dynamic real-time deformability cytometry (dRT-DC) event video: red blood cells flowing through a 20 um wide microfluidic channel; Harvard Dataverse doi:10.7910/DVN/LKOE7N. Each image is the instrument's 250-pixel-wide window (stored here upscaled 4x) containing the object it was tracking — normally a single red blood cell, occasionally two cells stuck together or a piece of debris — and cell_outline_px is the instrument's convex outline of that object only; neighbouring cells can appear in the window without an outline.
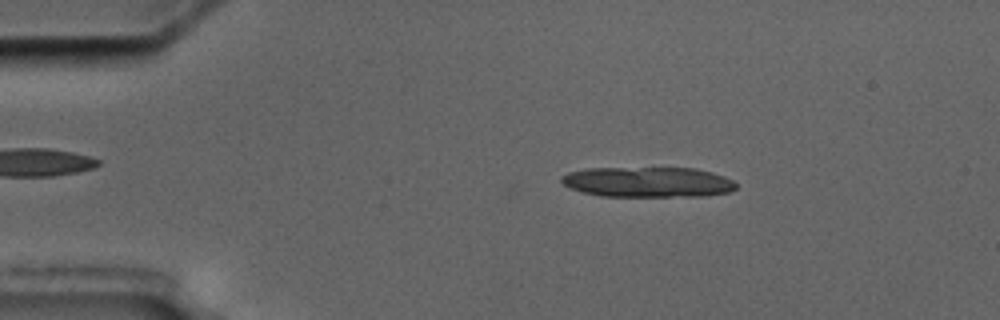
{"species": "common noctule bat (a hibernating species)", "species_latin": "Nyctalus noctula", "temperature_condition": "cold", "stored_images_in_passage": 4, "camera_frame_rate_fps": 3000, "um_per_image_px": 0.085, "animal": {"sex": "male", "body_mass_g": 17.5, "forearm_length_mm": 52.3}, "frame": {"image": 1, "passage_image": 2, "time_ms": 1.333, "image_size_px": [1000, 320], "cell_outline_px": [[736, 188], [728, 192], [708, 196], [600, 196], [584, 192], [572, 188], [564, 184], [560, 180], [560, 176], [568, 172], [588, 168], [696, 168], [712, 172], [724, 176], [732, 180], [736, 184]], "centroid_in_image_um": [55.08, 15.47], "position_along_channel_um": 29.9, "area_um2": 30.87}}